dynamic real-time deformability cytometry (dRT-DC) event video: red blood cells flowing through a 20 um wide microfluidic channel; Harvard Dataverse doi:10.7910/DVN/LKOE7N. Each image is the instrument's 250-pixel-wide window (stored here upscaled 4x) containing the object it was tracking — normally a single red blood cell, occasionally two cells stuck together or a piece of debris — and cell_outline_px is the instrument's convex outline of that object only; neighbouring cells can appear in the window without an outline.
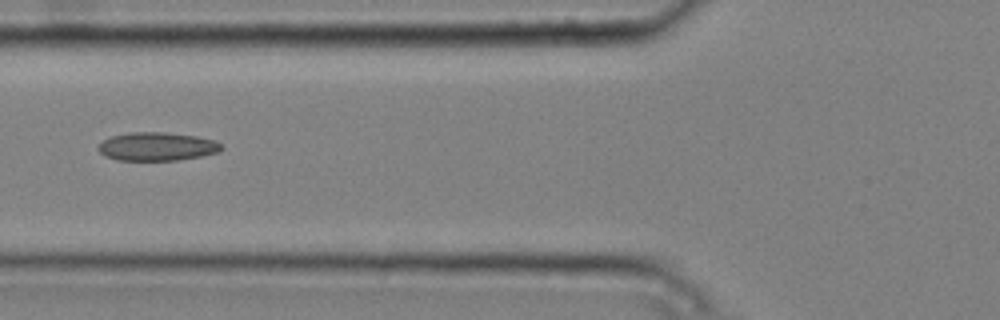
{"species": "common noctule bat (a hibernating species)", "species_latin": "Nyctalus noctula", "temperature_condition": "cold", "stored_images_in_passage": 9, "camera_frame_rate_fps": 3000, "um_per_image_px": 0.085, "animal": {"sex": "male", "body_mass_g": 20.4}, "frame": {"image": 1, "passage_image": 6, "time_ms": 1.667, "image_size_px": [1000, 320], "cell_outline_px": [[224, 148], [216, 152], [200, 156], [176, 160], [116, 160], [104, 156], [96, 148], [104, 140], [112, 136], [128, 132], [164, 132], [196, 136], [216, 140]], "centroid_in_image_um": [13.32, 12.45], "position_along_channel_um": 112.5, "area_um2": 20.35}}
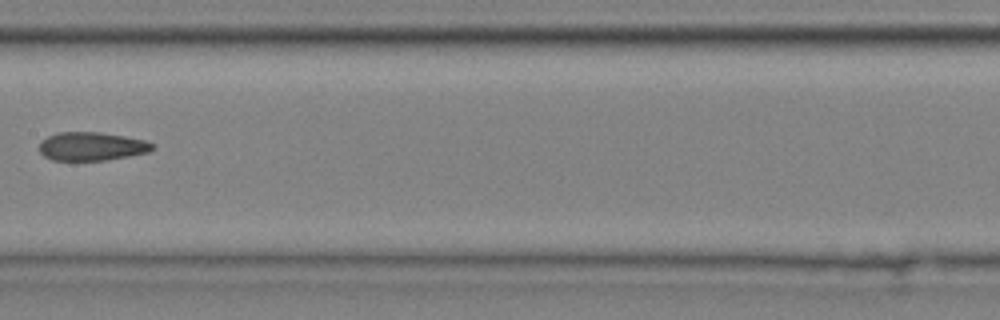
{"frame": {"image": 2, "passage_image": 8, "time_ms": 2.333, "image_size_px": [1000, 320], "cell_outline_px": [[156, 144], [148, 152], [108, 160], [52, 160], [44, 156], [40, 152], [40, 140], [48, 136], [60, 132], [100, 132], [124, 136], [144, 140]], "centroid_in_image_um": [7.78, 12.44], "position_along_channel_um": 199.6, "area_um2": 18.73}}
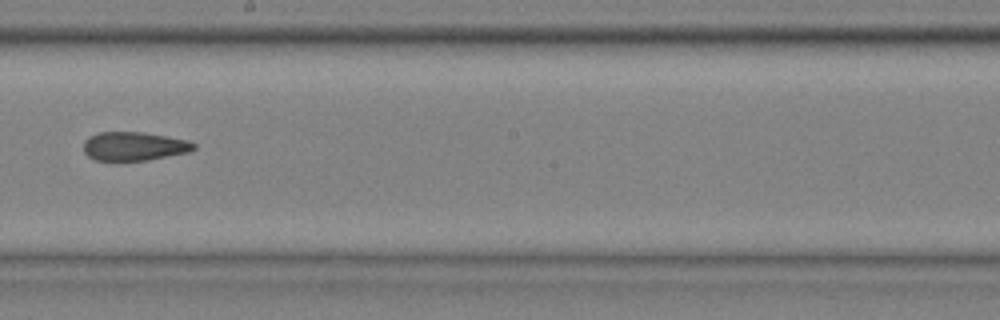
{"frame": {"image": 3, "passage_image": 9, "time_ms": 2.667, "image_size_px": [1000, 320], "cell_outline_px": [[196, 148], [188, 152], [148, 160], [96, 160], [88, 156], [84, 152], [84, 140], [88, 136], [100, 132], [144, 132], [168, 136], [188, 140], [196, 144]], "centroid_in_image_um": [11.4, 12.42], "position_along_channel_um": 236.8, "area_um2": 18.5}}